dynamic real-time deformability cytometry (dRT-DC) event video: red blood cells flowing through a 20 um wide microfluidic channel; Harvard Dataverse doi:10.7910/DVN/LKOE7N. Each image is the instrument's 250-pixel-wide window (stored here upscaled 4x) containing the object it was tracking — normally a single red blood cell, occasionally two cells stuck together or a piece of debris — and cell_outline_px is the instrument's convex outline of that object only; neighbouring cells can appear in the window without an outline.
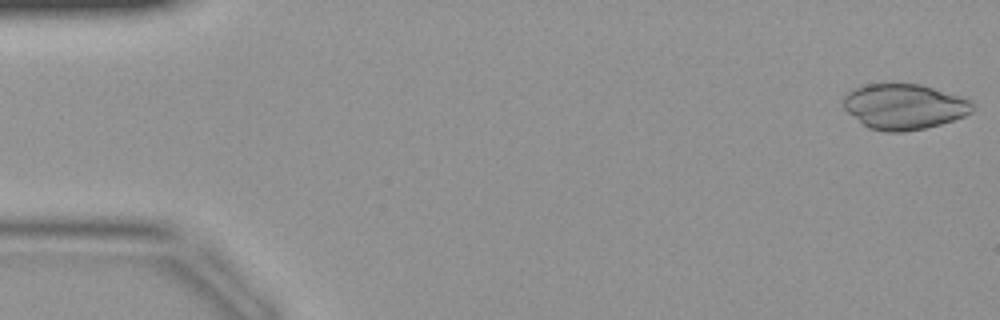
{"species": "common noctule bat (a hibernating species)", "species_latin": "Nyctalus noctula", "temperature_condition": "warm", "stored_images_in_passage": 42, "camera_frame_rate_fps": 3000, "um_per_image_px": 0.085, "animal": {"sex": "female", "body_mass_g": 19.9}, "frame": {"image": 1, "passage_image": 1, "time_ms": 0.0, "image_size_px": [1000, 320], "cell_outline_px": [[972, 112], [964, 116], [940, 124], [924, 128], [904, 132], [884, 132], [868, 128], [848, 112], [844, 108], [844, 96], [848, 92], [856, 88], [868, 84], [920, 84], [964, 96], [972, 104]], "centroid_in_image_um": [76.86, 9.06], "position_along_channel_um": 8.1, "area_um2": 34.04}}